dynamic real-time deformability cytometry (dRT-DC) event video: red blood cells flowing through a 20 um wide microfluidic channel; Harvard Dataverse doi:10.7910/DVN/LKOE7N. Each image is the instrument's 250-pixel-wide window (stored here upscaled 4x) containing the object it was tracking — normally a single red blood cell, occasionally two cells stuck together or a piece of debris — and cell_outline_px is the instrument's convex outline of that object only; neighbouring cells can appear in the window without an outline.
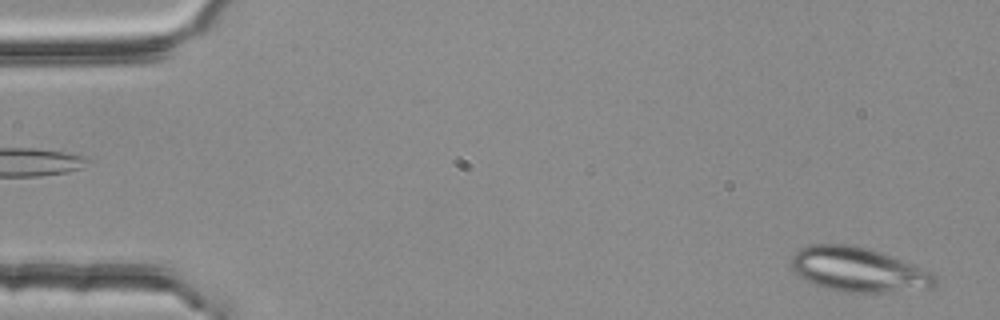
{"species": "common noctule bat (a hibernating species)", "species_latin": "Nyctalus noctula", "temperature_condition": "room temperature", "stored_images_in_passage": 3, "camera_frame_rate_fps": 3000, "um_per_image_px": 0.085, "animal": {"sex": "female", "body_mass_g": 25.1}, "frame": {"image": 1, "passage_image": 3, "time_ms": 0.667, "image_size_px": [1000, 320], "cell_outline_px": [[940, 280], [932, 288], [884, 292], [840, 292], [824, 288], [804, 280], [792, 268], [792, 256], [800, 248], [812, 244], [852, 244], [868, 248], [880, 252], [936, 272]], "centroid_in_image_um": [73.02, 22.92], "position_along_channel_um": 12.0, "area_um2": 37.63}}